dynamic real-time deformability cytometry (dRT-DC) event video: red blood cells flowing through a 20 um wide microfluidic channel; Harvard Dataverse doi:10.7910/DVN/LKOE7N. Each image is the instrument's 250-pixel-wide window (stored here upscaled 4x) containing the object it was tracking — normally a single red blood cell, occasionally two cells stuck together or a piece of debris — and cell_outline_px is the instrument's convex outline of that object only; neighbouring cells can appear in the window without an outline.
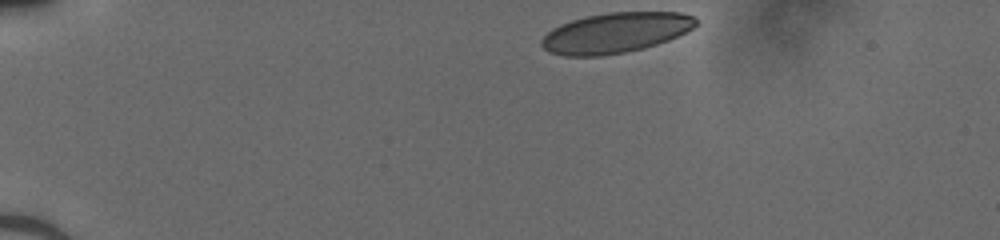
{"species": "human", "species_latin": "Homo sapiens", "temperature_condition": "cold", "stored_images_in_passage": 36, "camera_frame_rate_fps": 3000, "um_per_image_px": 0.085, "donor": {"sex": "male"}, "frame": {"image": 1, "passage_image": 1, "time_ms": 0.0, "image_size_px": [1000, 240], "cell_outline_px": [[696, 24], [692, 28], [668, 40], [644, 48], [624, 52], [600, 56], [564, 56], [548, 52], [540, 44], [540, 40], [552, 28], [560, 24], [572, 20], [588, 16], [608, 12], [680, 12], [696, 16]], "centroid_in_image_um": [52.29, 2.78], "position_along_channel_um": 32.7, "area_um2": 36.13}}
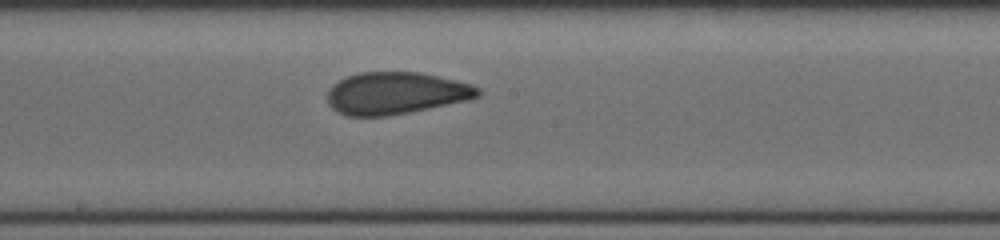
{"frame": {"image": 2, "passage_image": 20, "time_ms": 6.333, "image_size_px": [1000, 240], "cell_outline_px": [[480, 96], [468, 100], [408, 112], [384, 116], [348, 116], [336, 112], [328, 104], [328, 88], [332, 84], [348, 76], [360, 72], [420, 72], [456, 80], [472, 84], [480, 88]], "centroid_in_image_um": [33.63, 7.92], "position_along_channel_um": 214.6, "area_um2": 36.93}}
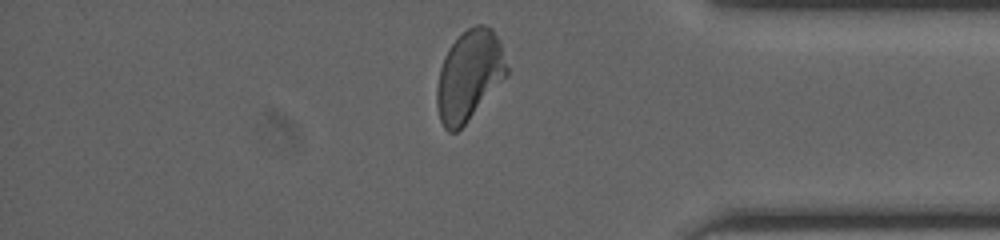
{"frame": {"image": 3, "passage_image": 34, "time_ms": 11.0, "image_size_px": [1000, 240], "cell_outline_px": [[508, 76], [468, 120], [456, 132], [448, 132], [444, 128], [440, 120], [436, 104], [436, 88], [440, 68], [444, 56], [448, 48], [468, 28], [476, 24], [484, 24], [492, 28], [500, 40], [508, 68]], "centroid_in_image_um": [39.89, 6.41], "position_along_channel_um": 395.3, "area_um2": 36.93}}